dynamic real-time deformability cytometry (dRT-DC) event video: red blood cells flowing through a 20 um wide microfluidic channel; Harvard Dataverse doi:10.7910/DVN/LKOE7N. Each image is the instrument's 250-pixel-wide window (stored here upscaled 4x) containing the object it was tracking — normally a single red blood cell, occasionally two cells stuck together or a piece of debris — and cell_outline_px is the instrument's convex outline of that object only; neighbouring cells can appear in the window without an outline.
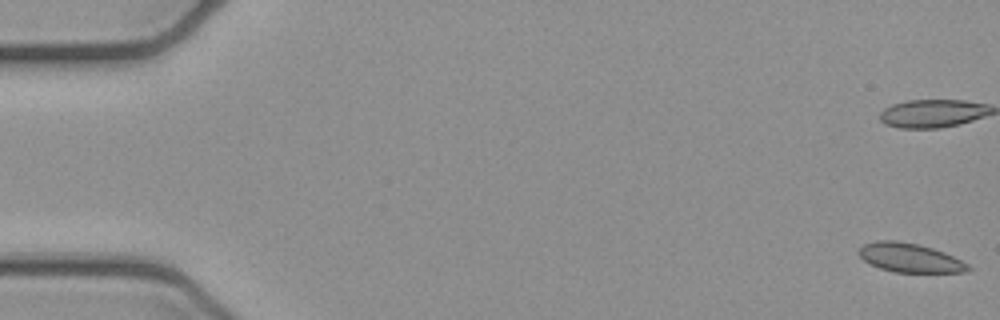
{"species": "common noctule bat (a hibernating species)", "species_latin": "Nyctalus noctula", "temperature_condition": "cold", "stored_images_in_passage": 52, "camera_frame_rate_fps": 3000, "um_per_image_px": 0.085, "animal": {"sex": "female", "body_mass_g": 21.9}, "frame": {"image": 1, "passage_image": 1, "time_ms": 0.0, "image_size_px": [1000, 320], "cell_outline_px": [[972, 268], [968, 272], [896, 272], [880, 268], [864, 260], [856, 252], [864, 244], [876, 240], [896, 240], [920, 244], [944, 252], [968, 264]], "centroid_in_image_um": [77.33, 21.9], "position_along_channel_um": 7.7, "area_um2": 18.44}}